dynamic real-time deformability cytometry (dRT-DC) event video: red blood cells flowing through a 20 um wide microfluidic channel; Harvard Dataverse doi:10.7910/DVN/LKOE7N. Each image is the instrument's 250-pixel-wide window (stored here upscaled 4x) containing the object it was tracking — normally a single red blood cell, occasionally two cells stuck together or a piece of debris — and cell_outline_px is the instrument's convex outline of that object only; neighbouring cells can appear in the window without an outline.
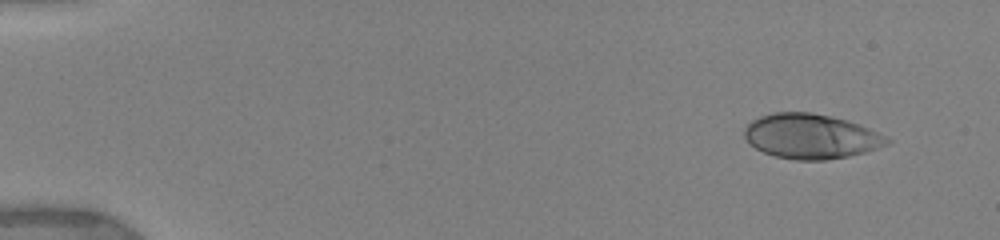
{"species": "human", "species_latin": "Homo sapiens", "temperature_condition": "warm", "stored_images_in_passage": 76, "camera_frame_rate_fps": 3000, "um_per_image_px": 0.085, "donor": {"sex": "female"}, "frame": {"image": 1, "passage_image": 1, "time_ms": 0.0, "image_size_px": [1000, 240], "cell_outline_px": [[892, 140], [888, 144], [864, 152], [848, 156], [824, 160], [796, 160], [776, 156], [764, 152], [756, 148], [744, 136], [744, 128], [752, 120], [760, 116], [772, 112], [812, 112], [832, 116], [868, 128], [888, 136]], "centroid_in_image_um": [68.92, 11.58], "position_along_channel_um": 16.1, "area_um2": 36.99}}
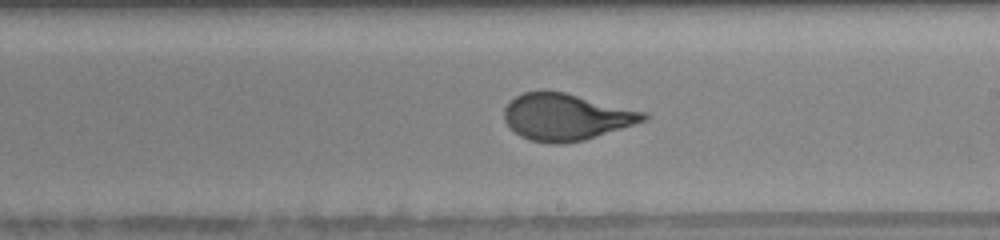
{"frame": {"image": 2, "passage_image": 47, "time_ms": 9.0, "image_size_px": [1000, 240], "cell_outline_px": [[652, 116], [648, 120], [584, 140], [564, 144], [548, 144], [528, 140], [520, 136], [504, 120], [504, 108], [516, 96], [524, 92], [564, 92], [648, 112]], "centroid_in_image_um": [48.17, 9.96], "position_along_channel_um": 240.8, "area_um2": 37.92}}
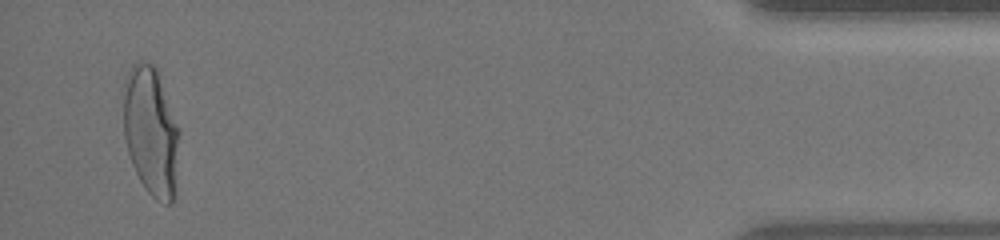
{"frame": {"image": 3, "passage_image": 74, "time_ms": 15.333, "image_size_px": [1000, 240], "cell_outline_px": [[180, 132], [172, 204], [164, 204], [156, 200], [144, 188], [132, 164], [128, 152], [124, 136], [124, 76], [132, 64], [136, 60], [152, 64], [156, 68]], "centroid_in_image_um": [12.8, 11.14], "position_along_channel_um": 422.4, "area_um2": 41.73}, "authors_computed_cell_mechanics": {"area_um2": 37.5122, "velocity_mm_per_s": 3.9121, "shape_relaxation_time_tau1_ms": 4.905, "shape_relaxation_time_tau2_ms": null, "deformation_change_tau1": 0.2134, "deformation_change_tau2": null}}